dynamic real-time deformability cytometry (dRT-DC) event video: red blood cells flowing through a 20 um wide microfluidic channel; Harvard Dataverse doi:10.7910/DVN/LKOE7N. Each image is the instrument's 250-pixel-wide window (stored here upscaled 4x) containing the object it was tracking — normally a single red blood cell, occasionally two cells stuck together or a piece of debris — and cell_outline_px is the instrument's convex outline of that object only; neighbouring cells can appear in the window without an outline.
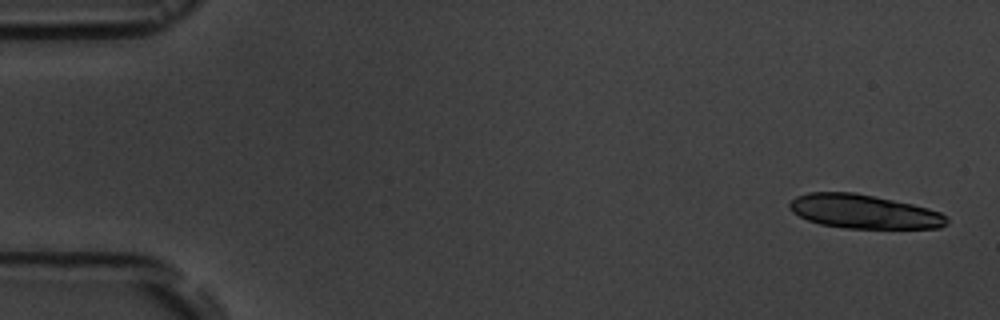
{"species": "common noctule bat (a hibernating species)", "species_latin": "Nyctalus noctula", "temperature_condition": "room temperature", "stored_images_in_passage": 7, "camera_frame_rate_fps": 3000, "um_per_image_px": 0.085, "animal": {"sex": "male", "body_mass_g": 19.5, "forearm_length_mm": 54.6}, "frame": {"image": 1, "passage_image": 1, "time_ms": 0.0, "image_size_px": [1000, 320], "cell_outline_px": [[948, 224], [940, 228], [844, 228], [820, 224], [808, 220], [792, 212], [788, 208], [788, 204], [796, 196], [808, 192], [856, 192], [912, 204], [928, 208], [940, 212], [948, 216]], "centroid_in_image_um": [73.43, 17.98], "position_along_channel_um": 11.6, "area_um2": 31.21}}
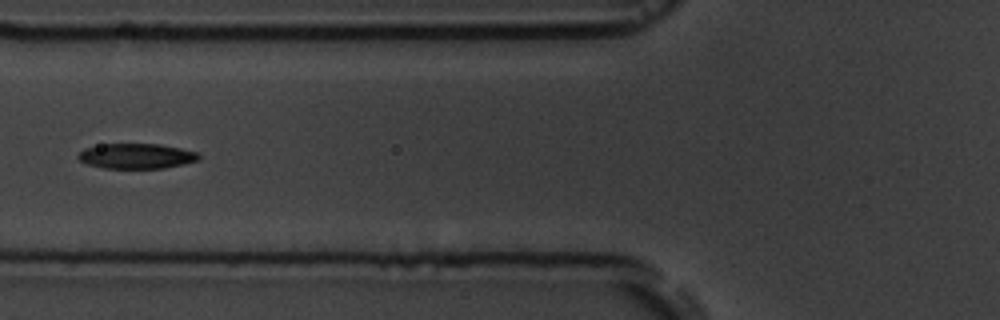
{"frame": {"image": 2, "passage_image": 6, "time_ms": 6.667, "image_size_px": [1000, 320], "cell_outline_px": [[200, 160], [184, 164], [164, 168], [104, 168], [88, 164], [80, 160], [76, 156], [84, 148], [100, 144], [160, 144], [200, 152]], "centroid_in_image_um": [11.63, 13.26], "position_along_channel_um": 114.2, "area_um2": 17.8}}
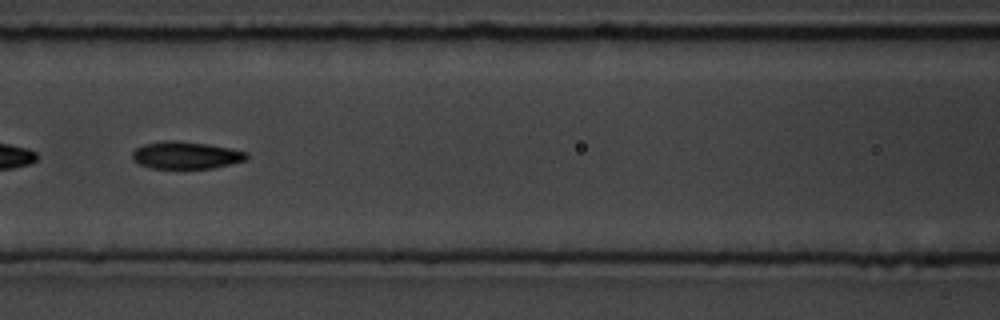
{"frame": {"image": 3, "passage_image": 7, "time_ms": 7.667, "image_size_px": [1000, 320], "cell_outline_px": [[248, 156], [244, 160], [212, 168], [152, 168], [140, 164], [132, 160], [132, 152], [136, 148], [144, 144], [164, 140], [176, 140], [208, 144], [232, 148], [248, 152]], "centroid_in_image_um": [15.78, 13.18], "position_along_channel_um": 150.8, "area_um2": 18.15}}